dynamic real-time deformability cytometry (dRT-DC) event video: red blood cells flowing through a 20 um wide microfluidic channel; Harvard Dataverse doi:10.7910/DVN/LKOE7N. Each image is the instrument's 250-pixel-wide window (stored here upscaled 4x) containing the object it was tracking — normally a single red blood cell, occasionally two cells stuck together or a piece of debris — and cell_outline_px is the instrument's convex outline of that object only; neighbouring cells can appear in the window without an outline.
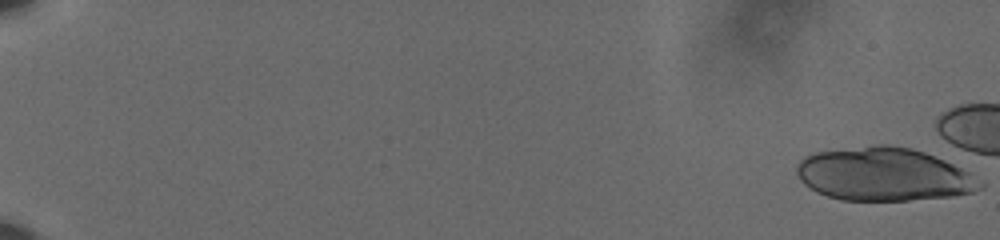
{"species": "human", "species_latin": "Homo sapiens", "temperature_condition": "cold", "stored_images_in_passage": 6, "camera_frame_rate_fps": 3000, "um_per_image_px": 0.085, "donor": {"sex": "male"}, "frame": {"image": 1, "passage_image": 1, "time_ms": 0.0, "image_size_px": [1000, 240], "cell_outline_px": [[984, 188], [972, 192], [952, 196], [908, 200], [840, 200], [816, 192], [804, 184], [800, 180], [796, 172], [796, 164], [804, 156], [816, 152], [872, 144], [888, 144], [912, 148], [924, 152], [944, 160], [968, 172], [984, 184]], "centroid_in_image_um": [75.08, 14.81], "position_along_channel_um": 9.9, "area_um2": 56.99}}